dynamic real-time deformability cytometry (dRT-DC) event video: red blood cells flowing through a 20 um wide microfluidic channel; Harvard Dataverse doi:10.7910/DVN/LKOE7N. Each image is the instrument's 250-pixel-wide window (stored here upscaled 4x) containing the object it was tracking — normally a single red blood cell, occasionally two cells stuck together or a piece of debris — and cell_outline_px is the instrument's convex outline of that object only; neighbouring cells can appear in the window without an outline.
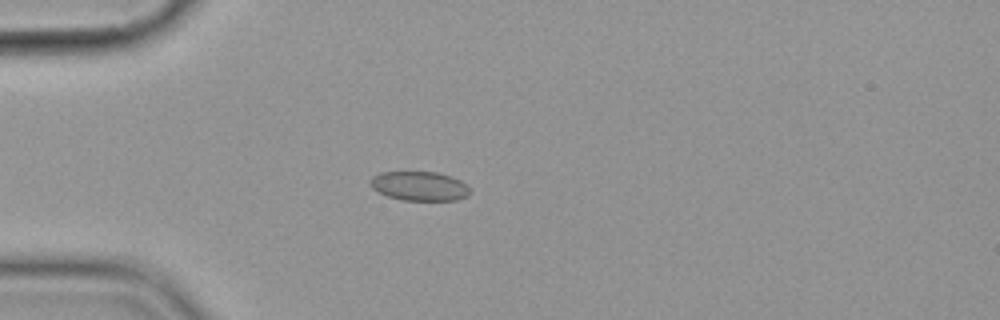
{"species": "common noctule bat (a hibernating species)", "species_latin": "Nyctalus noctula", "temperature_condition": "cold", "stored_images_in_passage": 4, "camera_frame_rate_fps": 3000, "um_per_image_px": 0.085, "animal": {"sex": "female", "body_mass_g": 19.9}, "frame": {"image": 1, "passage_image": 4, "time_ms": 3.333, "image_size_px": [1000, 320], "cell_outline_px": [[468, 196], [456, 200], [400, 200], [388, 196], [372, 188], [368, 184], [368, 180], [372, 176], [380, 172], [436, 172], [452, 176], [460, 180], [468, 188]], "centroid_in_image_um": [35.6, 15.81], "position_along_channel_um": 49.4, "area_um2": 16.99}}